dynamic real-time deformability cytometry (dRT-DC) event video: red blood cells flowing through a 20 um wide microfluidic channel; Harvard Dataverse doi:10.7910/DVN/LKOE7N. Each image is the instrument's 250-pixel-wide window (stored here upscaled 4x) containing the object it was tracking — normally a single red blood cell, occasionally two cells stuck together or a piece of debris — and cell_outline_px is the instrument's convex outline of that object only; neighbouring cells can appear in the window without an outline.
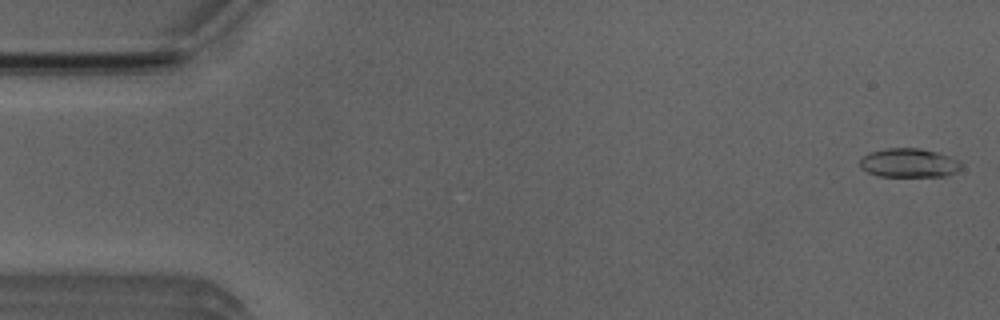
{"species": "Egyptian fruit bat (a non-hibernating species)", "species_latin": "Rousettus aegyptiacus", "temperature_condition": "room temperature", "stored_images_in_passage": 52, "camera_frame_rate_fps": 3000, "um_per_image_px": 0.085, "animal": {"sex": "male"}, "frame": {"image": 1, "passage_image": 2, "time_ms": 0.333, "image_size_px": [1000, 320], "cell_outline_px": [[960, 168], [956, 172], [948, 176], [880, 176], [868, 172], [860, 168], [860, 160], [868, 152], [888, 148], [920, 148], [936, 152], [960, 160]], "centroid_in_image_um": [77.25, 13.85], "position_along_channel_um": 7.7, "area_um2": 17.05}}
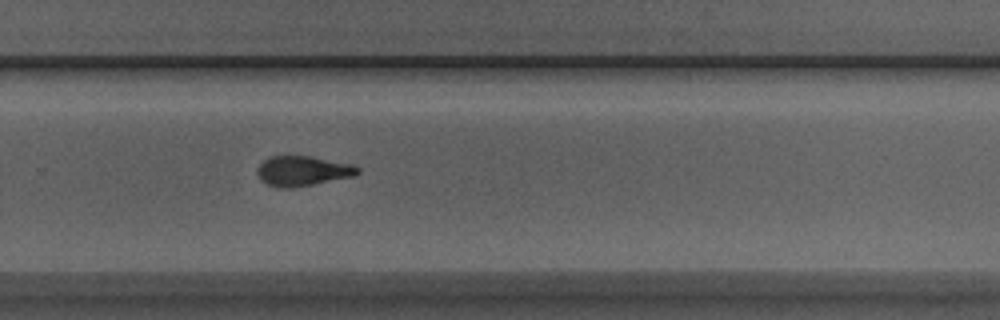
{"frame": {"image": 2, "passage_image": 35, "time_ms": 11.333, "image_size_px": [1000, 320], "cell_outline_px": [[360, 172], [352, 176], [292, 188], [280, 188], [268, 184], [260, 180], [256, 172], [256, 168], [268, 156], [308, 156], [352, 164], [360, 168]], "centroid_in_image_um": [25.68, 14.53], "position_along_channel_um": 304.1, "area_um2": 17.4}}
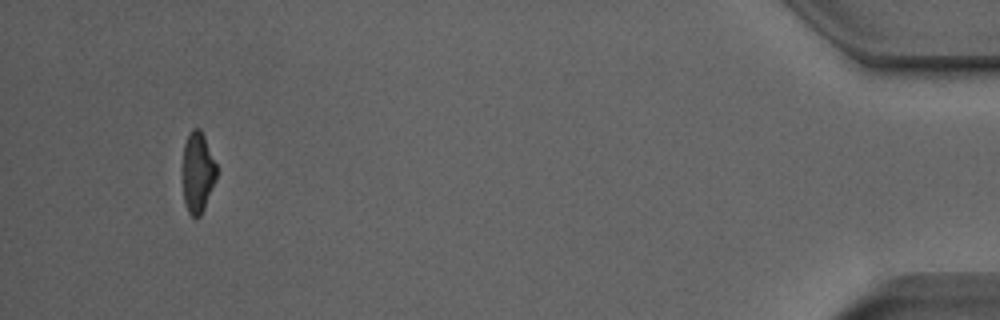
{"frame": {"image": 3, "passage_image": 50, "time_ms": 16.333, "image_size_px": [1000, 320], "cell_outline_px": [[216, 180], [204, 208], [200, 216], [196, 220], [188, 212], [184, 204], [184, 144], [192, 128], [200, 128], [204, 136], [216, 164]], "centroid_in_image_um": [16.82, 14.68], "position_along_channel_um": 418.4, "area_um2": 15.66}, "authors_computed_cell_mechanics": {"area_um2": 17.4556, "velocity_mm_per_s": 3.8981, "shape_relaxation_time_tau1_ms": 6.5837, "shape_relaxation_time_tau2_ms": 2.5195, "deformation_change_tau1": 0.184, "deformation_change_tau2": 0.0993}}